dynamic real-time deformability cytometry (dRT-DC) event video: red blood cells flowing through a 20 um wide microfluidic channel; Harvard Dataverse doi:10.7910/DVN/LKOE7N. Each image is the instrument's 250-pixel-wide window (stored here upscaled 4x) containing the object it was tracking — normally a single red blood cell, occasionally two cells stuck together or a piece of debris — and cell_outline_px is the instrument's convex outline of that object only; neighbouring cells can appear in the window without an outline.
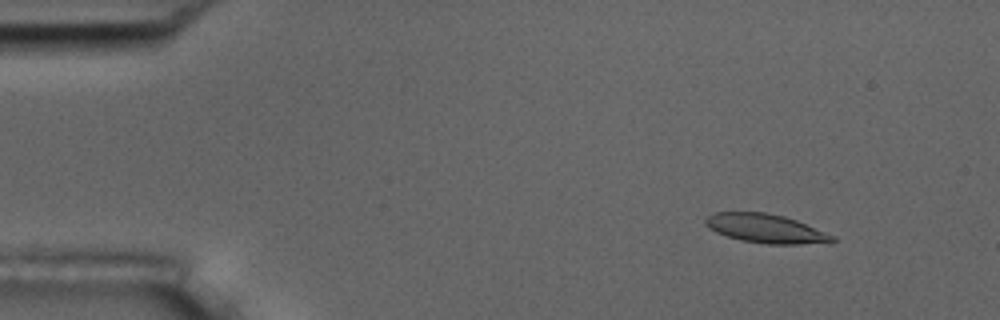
{"species": "common noctule bat (a hibernating species)", "species_latin": "Nyctalus noctula", "temperature_condition": "room temperature", "stored_images_in_passage": 9, "camera_frame_rate_fps": 3000, "um_per_image_px": 0.085, "animal": {"sex": "male", "body_mass_g": 17.5, "forearm_length_mm": 52.3}, "frame": {"image": 1, "passage_image": 1, "time_ms": 0.0, "image_size_px": [1000, 320], "cell_outline_px": [[836, 240], [832, 244], [768, 244], [740, 240], [716, 232], [708, 228], [704, 224], [704, 220], [712, 212], [764, 212], [784, 216], [796, 220], [836, 236]], "centroid_in_image_um": [65.14, 19.44], "position_along_channel_um": 19.9, "area_um2": 21.68}}
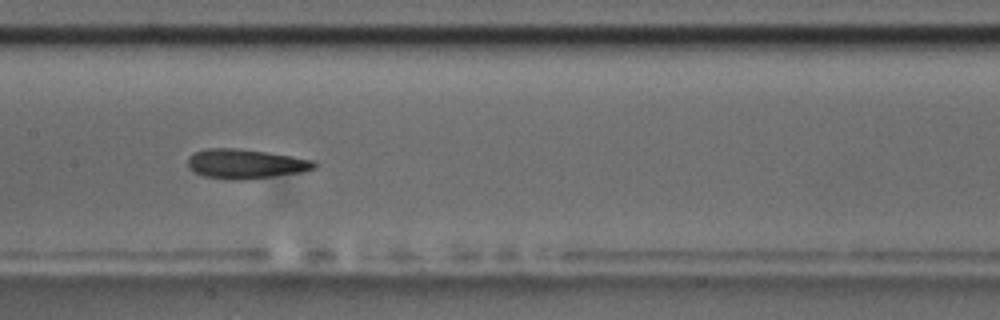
{"frame": {"image": 2, "passage_image": 7, "time_ms": 7.0, "image_size_px": [1000, 320], "cell_outline_px": [[316, 168], [300, 172], [248, 180], [236, 180], [204, 176], [196, 172], [188, 164], [188, 156], [196, 152], [208, 148], [232, 148], [268, 152], [316, 160]], "centroid_in_image_um": [20.92, 13.93], "position_along_channel_um": 186.5, "area_um2": 21.62}}
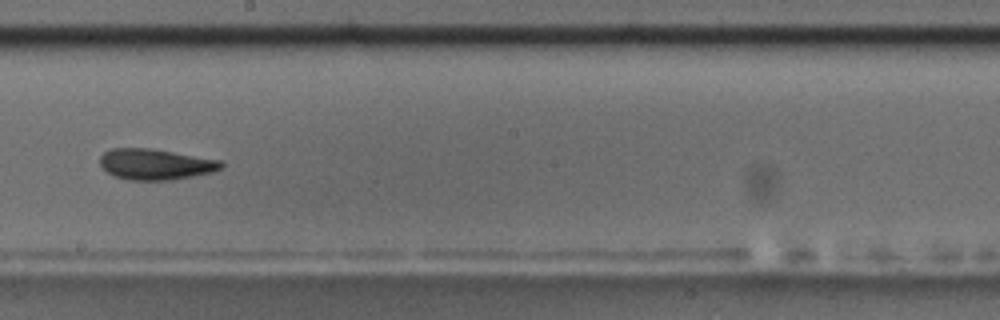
{"frame": {"image": 3, "passage_image": 8, "time_ms": 8.333, "image_size_px": [1000, 320], "cell_outline_px": [[224, 164], [220, 168], [212, 172], [192, 176], [168, 180], [132, 180], [116, 176], [108, 172], [100, 164], [100, 156], [104, 152], [112, 148], [152, 148], [224, 160]], "centroid_in_image_um": [13.25, 13.94], "position_along_channel_um": 234.9, "area_um2": 21.79}}